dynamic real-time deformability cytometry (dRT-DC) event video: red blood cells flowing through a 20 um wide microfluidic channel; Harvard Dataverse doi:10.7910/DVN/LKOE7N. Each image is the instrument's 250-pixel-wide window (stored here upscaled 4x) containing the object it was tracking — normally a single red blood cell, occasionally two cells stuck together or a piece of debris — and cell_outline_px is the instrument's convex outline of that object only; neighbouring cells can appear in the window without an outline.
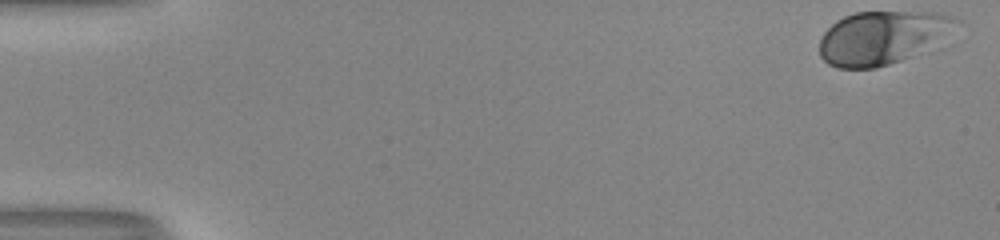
{"species": "human", "species_latin": "Homo sapiens", "temperature_condition": "room temperature", "stored_images_in_passage": 45, "camera_frame_rate_fps": 3000, "um_per_image_px": 0.085, "donor": {"sex": "male"}, "frame": {"image": 1, "passage_image": 1, "time_ms": 0.0, "image_size_px": [1000, 240], "cell_outline_px": [[964, 24], [912, 56], [876, 68], [836, 68], [828, 64], [820, 56], [820, 40], [824, 32], [836, 20], [844, 16], [856, 12], [936, 12], [952, 16], [964, 20]], "centroid_in_image_um": [75.01, 3.17], "position_along_channel_um": 10.0, "area_um2": 42.43}}
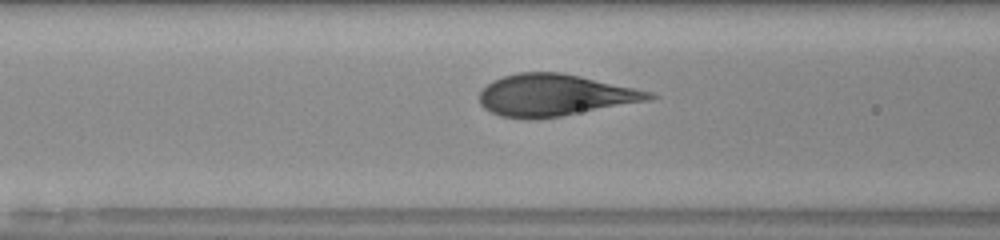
{"frame": {"image": 2, "passage_image": 22, "time_ms": 7.0, "image_size_px": [1000, 240], "cell_outline_px": [[660, 96], [652, 100], [560, 116], [532, 120], [528, 120], [500, 116], [484, 108], [480, 104], [480, 92], [492, 80], [516, 72], [560, 72], [580, 76], [652, 92]], "centroid_in_image_um": [47.15, 8.1], "position_along_channel_um": 119.5, "area_um2": 41.33}}
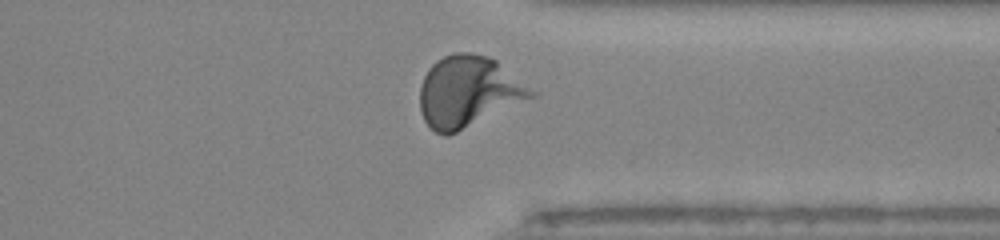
{"frame": {"image": 3, "passage_image": 41, "time_ms": 13.333, "image_size_px": [1000, 240], "cell_outline_px": [[536, 96], [448, 136], [444, 136], [436, 132], [424, 120], [420, 112], [420, 84], [428, 68], [436, 60], [444, 56], [456, 52], [472, 52], [488, 56], [496, 60], [536, 92]], "centroid_in_image_um": [39.78, 7.78], "position_along_channel_um": 371.6, "area_um2": 46.01}}